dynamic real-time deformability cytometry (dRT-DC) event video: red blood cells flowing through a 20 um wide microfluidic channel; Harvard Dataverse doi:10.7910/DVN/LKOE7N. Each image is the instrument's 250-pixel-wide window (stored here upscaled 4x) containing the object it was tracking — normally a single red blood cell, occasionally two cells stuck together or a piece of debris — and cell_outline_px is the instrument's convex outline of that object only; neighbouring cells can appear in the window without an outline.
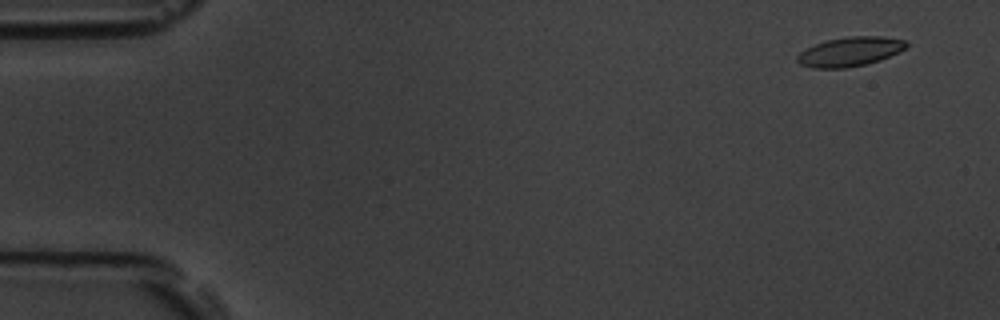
{"species": "common noctule bat (a hibernating species)", "species_latin": "Nyctalus noctula", "temperature_condition": "room temperature", "stored_images_in_passage": 4, "camera_frame_rate_fps": 3000, "um_per_image_px": 0.085, "animal": {"sex": "male", "body_mass_g": 19.5, "forearm_length_mm": 54.6}, "frame": {"image": 1, "passage_image": 1, "time_ms": 0.0, "image_size_px": [1000, 320], "cell_outline_px": [[908, 44], [900, 52], [880, 60], [864, 64], [844, 68], [812, 68], [800, 64], [796, 60], [796, 56], [804, 48], [828, 40], [848, 36], [880, 36], [904, 40]], "centroid_in_image_um": [72.21, 4.39], "position_along_channel_um": 12.8, "area_um2": 18.55}}
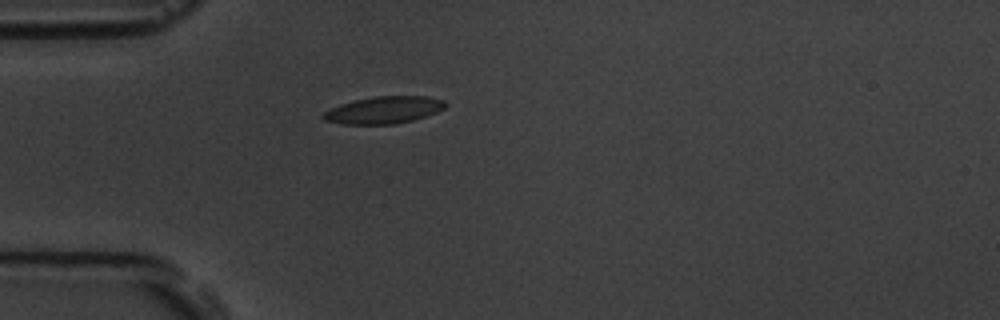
{"frame": {"image": 2, "passage_image": 4, "time_ms": 4.333, "image_size_px": [1000, 320], "cell_outline_px": [[448, 104], [444, 108], [436, 112], [412, 120], [396, 124], [344, 124], [324, 120], [320, 116], [324, 112], [340, 104], [356, 100], [376, 96], [428, 96], [444, 100]], "centroid_in_image_um": [32.64, 9.35], "position_along_channel_um": 52.4, "area_um2": 19.19}}